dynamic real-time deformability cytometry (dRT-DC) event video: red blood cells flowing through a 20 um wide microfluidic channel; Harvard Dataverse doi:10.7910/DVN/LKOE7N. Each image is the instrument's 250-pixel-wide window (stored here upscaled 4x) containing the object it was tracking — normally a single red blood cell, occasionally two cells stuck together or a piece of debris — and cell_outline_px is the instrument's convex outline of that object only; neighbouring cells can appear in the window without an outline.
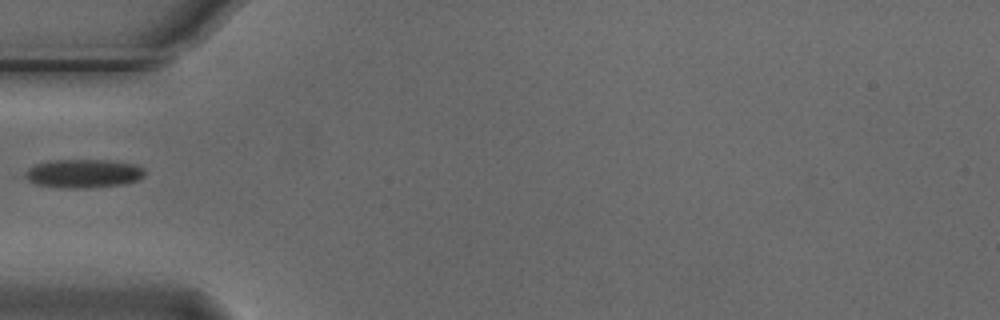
{"species": "Egyptian fruit bat (a non-hibernating species)", "species_latin": "Rousettus aegyptiacus", "temperature_condition": "cold", "stored_images_in_passage": 1, "camera_frame_rate_fps": 3000, "um_per_image_px": 0.085, "animal": {"sex": "male"}, "frame": {"image": 1, "passage_image": 1, "time_ms": 0.0, "image_size_px": [1000, 320], "cell_outline_px": [[144, 176], [140, 180], [124, 184], [88, 188], [60, 188], [36, 184], [28, 180], [24, 176], [24, 172], [28, 168], [36, 164], [48, 160], [112, 160], [136, 164], [144, 168]], "centroid_in_image_um": [7.1, 14.74], "position_along_channel_um": 77.9, "area_um2": 20.29}}